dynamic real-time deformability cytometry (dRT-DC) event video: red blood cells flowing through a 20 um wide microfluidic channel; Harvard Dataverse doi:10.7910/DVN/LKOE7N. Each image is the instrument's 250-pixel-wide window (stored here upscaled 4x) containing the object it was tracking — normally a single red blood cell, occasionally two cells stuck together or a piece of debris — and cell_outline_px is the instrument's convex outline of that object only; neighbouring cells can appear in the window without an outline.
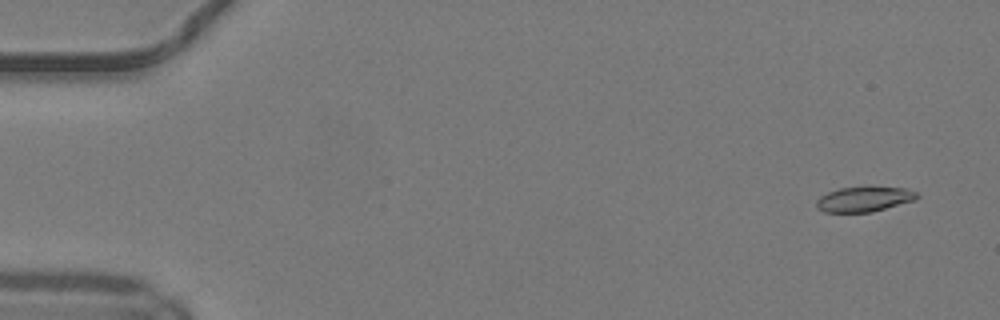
{"species": "common noctule bat (a hibernating species)", "species_latin": "Nyctalus noctula", "temperature_condition": "warm", "stored_images_in_passage": 50, "camera_frame_rate_fps": 3000, "um_per_image_px": 0.085, "animal": {"sex": "male", "body_mass_g": 19.2, "forearm_length_mm": 51.8}, "frame": {"image": 1, "passage_image": 3, "time_ms": 0.667, "image_size_px": [1000, 320], "cell_outline_px": [[920, 196], [916, 200], [872, 212], [824, 212], [816, 208], [816, 200], [820, 196], [828, 192], [840, 188], [904, 188], [916, 192]], "centroid_in_image_um": [73.44, 16.95], "position_along_channel_um": 11.6, "area_um2": 14.45}}
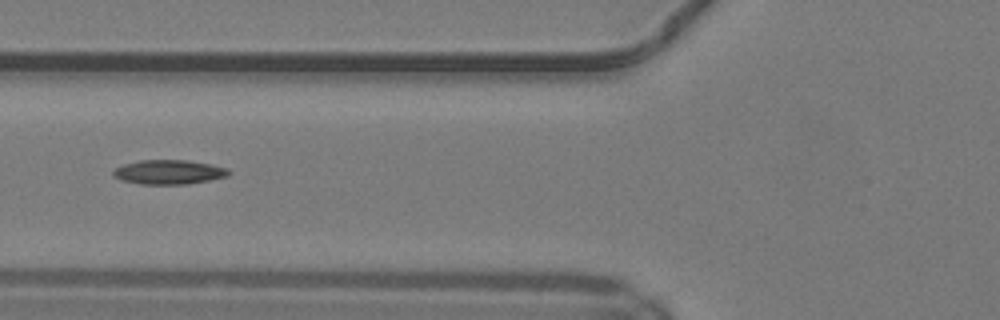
{"frame": {"image": 2, "passage_image": 20, "time_ms": 6.333, "image_size_px": [1000, 320], "cell_outline_px": [[232, 172], [228, 176], [188, 184], [140, 184], [124, 180], [116, 176], [112, 172], [116, 168], [124, 164], [140, 160], [188, 160], [228, 168]], "centroid_in_image_um": [14.4, 14.62], "position_along_channel_um": 111.4, "area_um2": 16.18}}
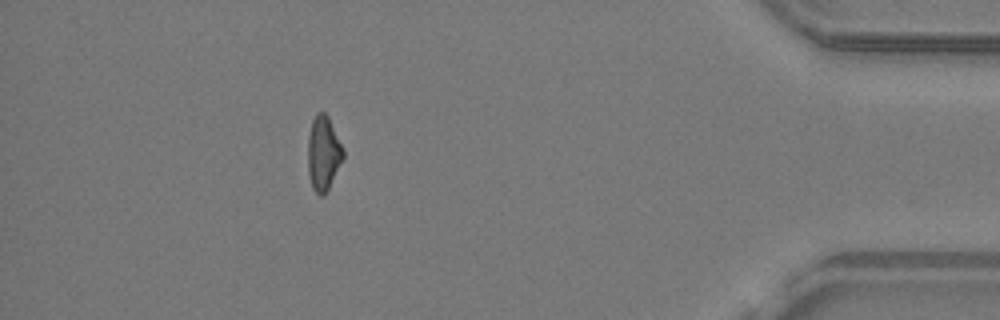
{"frame": {"image": 3, "passage_image": 45, "time_ms": 14.667, "image_size_px": [1000, 320], "cell_outline_px": [[344, 156], [324, 196], [320, 196], [312, 188], [308, 176], [308, 136], [312, 120], [316, 112], [324, 112], [328, 116], [344, 148]], "centroid_in_image_um": [27.47, 13.01], "position_along_channel_um": 407.7, "area_um2": 15.37}, "authors_computed_cell_mechanics": {"area_um2": 15.5482, "velocity_mm_per_s": 4.1782, "shape_relaxation_time_tau1_ms": null, "shape_relaxation_time_tau2_ms": 7.6926, "deformation_change_tau1": null, "deformation_change_tau2": 0.1899}}